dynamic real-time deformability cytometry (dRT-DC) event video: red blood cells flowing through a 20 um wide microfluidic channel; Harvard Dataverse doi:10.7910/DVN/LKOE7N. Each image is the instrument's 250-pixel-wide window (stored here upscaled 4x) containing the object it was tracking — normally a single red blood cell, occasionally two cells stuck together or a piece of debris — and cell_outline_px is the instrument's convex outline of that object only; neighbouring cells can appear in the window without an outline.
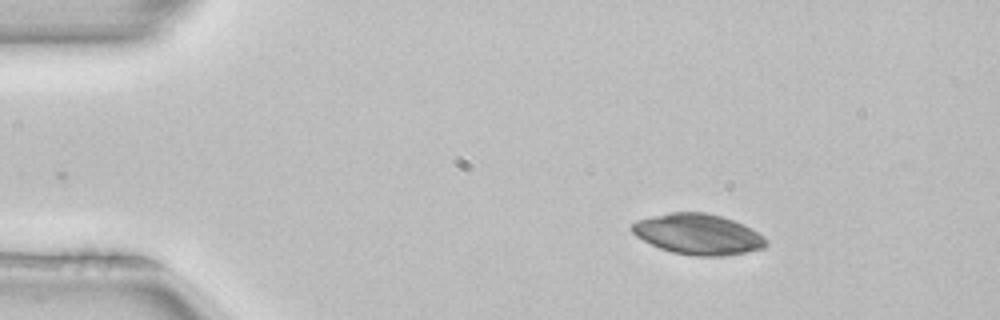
{"species": "common noctule bat (a hibernating species)", "species_latin": "Nyctalus noctula", "temperature_condition": "room temperature", "stored_images_in_passage": 3, "camera_frame_rate_fps": 3000, "um_per_image_px": 0.085, "animal": {"sex": "female", "body_mass_g": 22.7, "forearm_length_mm": 54.2}, "frame": {"image": 1, "passage_image": 1, "time_ms": 0.0, "image_size_px": [1000, 320], "cell_outline_px": [[768, 244], [764, 248], [724, 256], [696, 256], [672, 252], [660, 248], [636, 236], [632, 232], [632, 224], [636, 220], [672, 212], [708, 212], [724, 216], [744, 224], [764, 236], [768, 240]], "centroid_in_image_um": [59.38, 19.9], "position_along_channel_um": 25.6, "area_um2": 31.79}}
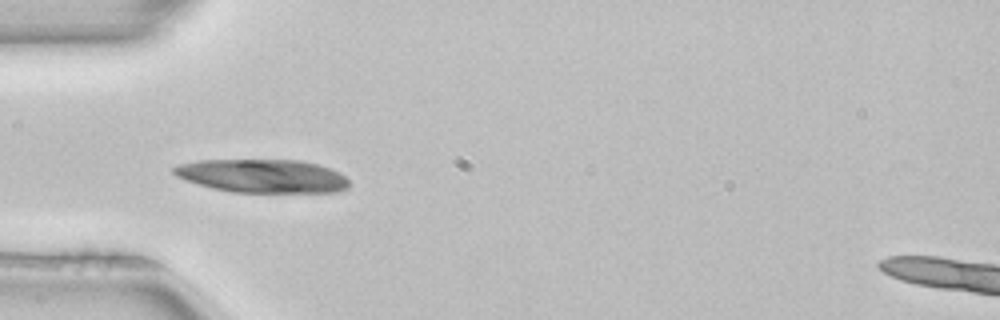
{"frame": {"image": 2, "passage_image": 3, "time_ms": 0.667, "image_size_px": [1000, 320], "cell_outline_px": [[348, 188], [340, 192], [232, 192], [212, 188], [176, 176], [172, 172], [172, 168], [180, 164], [196, 160], [300, 160], [320, 164], [344, 176], [348, 180]], "centroid_in_image_um": [22.31, 14.95], "position_along_channel_um": 62.7, "area_um2": 34.04}}